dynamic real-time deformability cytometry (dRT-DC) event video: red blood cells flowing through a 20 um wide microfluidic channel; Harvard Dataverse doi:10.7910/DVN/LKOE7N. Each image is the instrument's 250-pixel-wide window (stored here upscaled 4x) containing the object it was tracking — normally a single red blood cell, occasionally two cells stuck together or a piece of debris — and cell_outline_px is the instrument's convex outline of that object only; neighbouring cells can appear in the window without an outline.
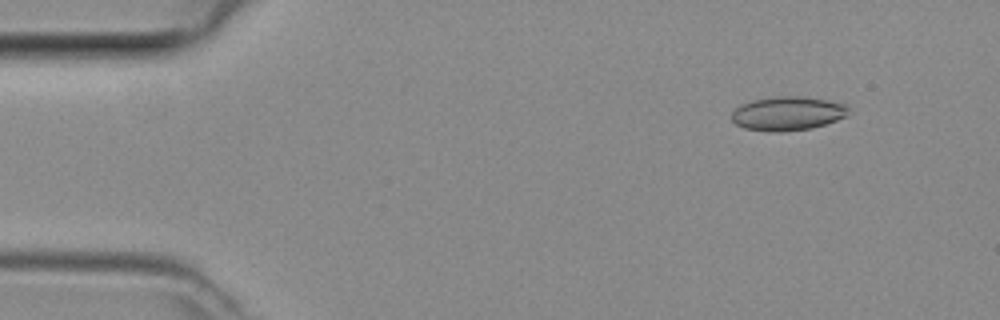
{"species": "common noctule bat (a hibernating species)", "species_latin": "Nyctalus noctula", "temperature_condition": "room temperature", "stored_images_in_passage": 4, "camera_frame_rate_fps": 3000, "um_per_image_px": 0.085, "animal": {"sex": "female", "body_mass_g": 29.2, "forearm_length_mm": 56.3}, "frame": {"image": 1, "passage_image": 2, "time_ms": 0.333, "image_size_px": [1000, 320], "cell_outline_px": [[848, 116], [812, 128], [780, 132], [772, 132], [744, 128], [736, 124], [732, 120], [732, 112], [740, 104], [752, 100], [780, 96], [804, 96], [828, 100], [844, 104], [848, 108]], "centroid_in_image_um": [66.94, 9.64], "position_along_channel_um": 18.1, "area_um2": 23.12}}
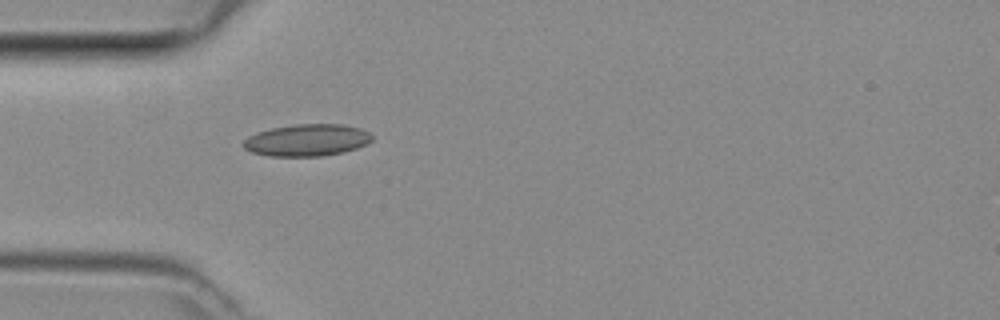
{"frame": {"image": 2, "passage_image": 4, "time_ms": 1.0, "image_size_px": [1000, 320], "cell_outline_px": [[372, 140], [368, 144], [344, 152], [320, 156], [268, 156], [252, 152], [244, 148], [244, 140], [248, 136], [256, 132], [272, 128], [296, 124], [344, 124], [360, 128], [368, 132], [372, 136]], "centroid_in_image_um": [26.1, 11.91], "position_along_channel_um": 58.9, "area_um2": 23.99}}